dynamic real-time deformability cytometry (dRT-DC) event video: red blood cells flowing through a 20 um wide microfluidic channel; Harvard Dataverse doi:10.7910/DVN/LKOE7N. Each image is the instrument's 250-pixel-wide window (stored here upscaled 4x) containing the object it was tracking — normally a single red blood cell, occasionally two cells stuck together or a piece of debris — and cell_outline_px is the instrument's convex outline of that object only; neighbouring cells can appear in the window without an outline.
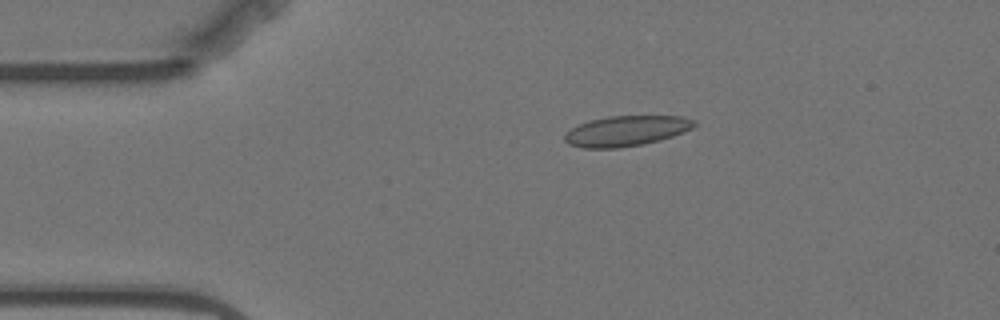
{"species": "Egyptian fruit bat (a non-hibernating species)", "species_latin": "Rousettus aegyptiacus", "temperature_condition": "warm", "stored_images_in_passage": 4, "camera_frame_rate_fps": 3000, "um_per_image_px": 0.085, "animal": {"sex": "female"}, "frame": {"image": 1, "passage_image": 3, "time_ms": 2.333, "image_size_px": [1000, 320], "cell_outline_px": [[696, 124], [692, 128], [672, 136], [660, 140], [620, 148], [584, 148], [568, 144], [564, 140], [564, 136], [572, 128], [580, 124], [592, 120], [608, 116], [680, 116], [696, 120]], "centroid_in_image_um": [53.24, 11.13], "position_along_channel_um": 31.8, "area_um2": 22.66}}